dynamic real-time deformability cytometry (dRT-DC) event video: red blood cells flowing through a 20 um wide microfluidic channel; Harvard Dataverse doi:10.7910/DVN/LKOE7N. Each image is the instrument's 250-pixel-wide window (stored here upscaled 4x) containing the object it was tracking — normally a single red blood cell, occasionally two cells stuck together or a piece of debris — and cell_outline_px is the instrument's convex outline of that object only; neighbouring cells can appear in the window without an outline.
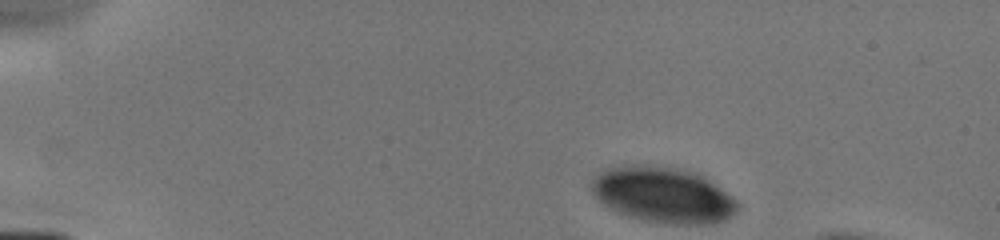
{"species": "human", "species_latin": "Homo sapiens", "temperature_condition": "cold", "stored_images_in_passage": 4, "segment_of_instrument_passage": [1, 2], "camera_frame_rate_fps": 3000, "um_per_image_px": 0.085, "donor": {"sex": "male"}, "frame": {"image": 1, "passage_image": 1, "time_ms": 0.0, "image_size_px": [1000, 240], "cell_outline_px": [[740, 208], [736, 212], [724, 220], [708, 224], [664, 224], [640, 220], [616, 212], [604, 204], [592, 192], [592, 184], [596, 176], [600, 172], [608, 168], [628, 164], [644, 164], [672, 168], [692, 172], [704, 176], [732, 196], [740, 204]], "centroid_in_image_um": [56.38, 16.58], "position_along_channel_um": 28.6, "area_um2": 47.4}}